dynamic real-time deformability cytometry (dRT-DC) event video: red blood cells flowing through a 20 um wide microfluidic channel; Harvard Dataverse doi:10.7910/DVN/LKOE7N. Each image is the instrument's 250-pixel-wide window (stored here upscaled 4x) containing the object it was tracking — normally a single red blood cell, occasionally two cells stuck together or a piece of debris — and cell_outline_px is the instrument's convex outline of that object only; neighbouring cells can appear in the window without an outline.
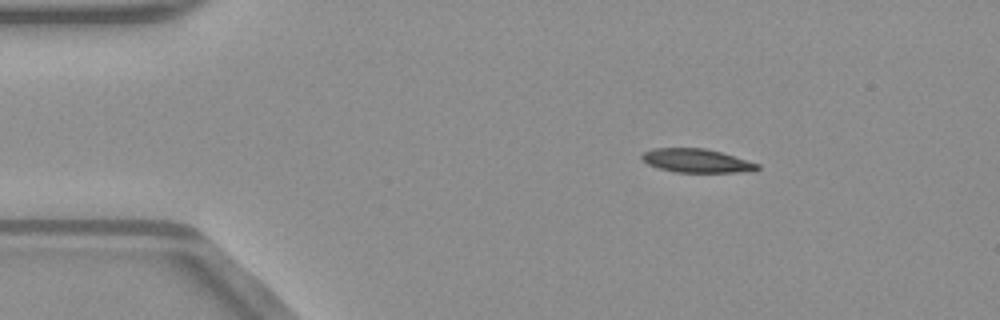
{"species": "common noctule bat (a hibernating species)", "species_latin": "Nyctalus noctula", "temperature_condition": "warm", "stored_images_in_passage": 44, "camera_frame_rate_fps": 3000, "um_per_image_px": 0.085, "animal": {"sex": "male", "body_mass_g": 23.1, "forearm_length_mm": 52.7}, "frame": {"image": 1, "passage_image": 1, "time_ms": 0.0, "image_size_px": [1000, 320], "cell_outline_px": [[760, 168], [756, 172], [676, 172], [660, 168], [648, 164], [640, 156], [644, 152], [652, 148], [704, 148], [720, 152], [760, 164]], "centroid_in_image_um": [59.25, 13.66], "position_along_channel_um": 25.7, "area_um2": 15.9}}
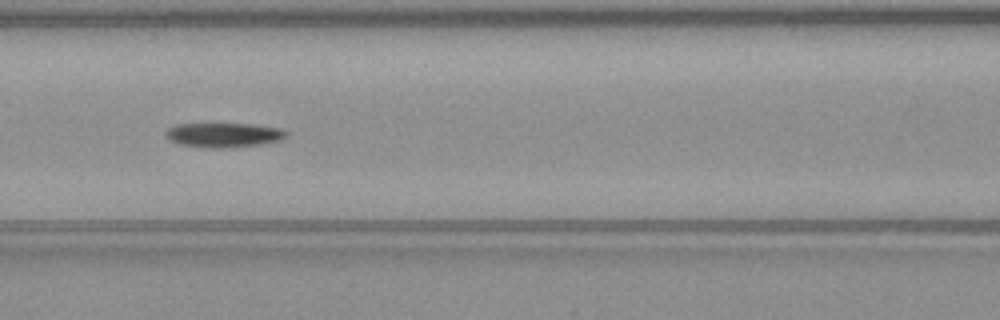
{"frame": {"image": 2, "passage_image": 15, "time_ms": 4.667, "image_size_px": [1000, 320], "cell_outline_px": [[288, 136], [280, 140], [260, 144], [224, 148], [212, 148], [180, 144], [168, 140], [164, 136], [164, 132], [168, 128], [176, 124], [252, 124], [280, 128], [288, 132]], "centroid_in_image_um": [18.99, 11.47], "position_along_channel_um": 147.6, "area_um2": 17.22}}
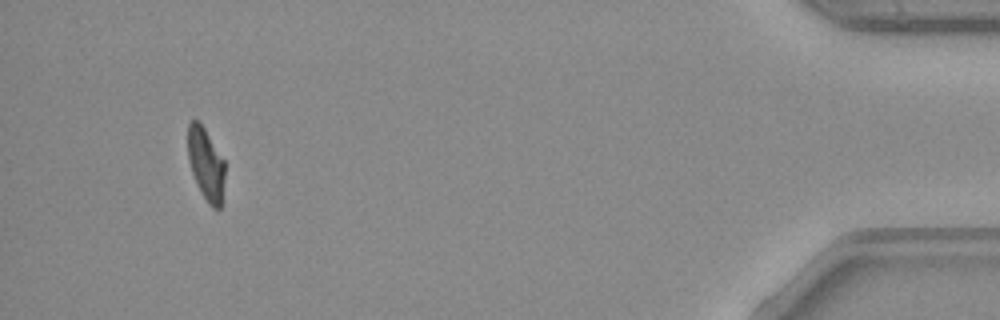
{"frame": {"image": 3, "passage_image": 41, "time_ms": 13.333, "image_size_px": [1000, 320], "cell_outline_px": [[224, 200], [220, 208], [212, 208], [208, 204], [196, 184], [188, 160], [188, 124], [192, 120], [200, 120], [224, 160]], "centroid_in_image_um": [17.51, 13.97], "position_along_channel_um": 417.7, "area_um2": 15.9}, "authors_computed_cell_mechanics": {"area_um2": 17.2533, "velocity_mm_per_s": 4.0322, "shape_relaxation_time_tau1_ms": null, "shape_relaxation_time_tau2_ms": 10.7991, "deformation_change_tau1": null, "deformation_change_tau2": 0.1975}}